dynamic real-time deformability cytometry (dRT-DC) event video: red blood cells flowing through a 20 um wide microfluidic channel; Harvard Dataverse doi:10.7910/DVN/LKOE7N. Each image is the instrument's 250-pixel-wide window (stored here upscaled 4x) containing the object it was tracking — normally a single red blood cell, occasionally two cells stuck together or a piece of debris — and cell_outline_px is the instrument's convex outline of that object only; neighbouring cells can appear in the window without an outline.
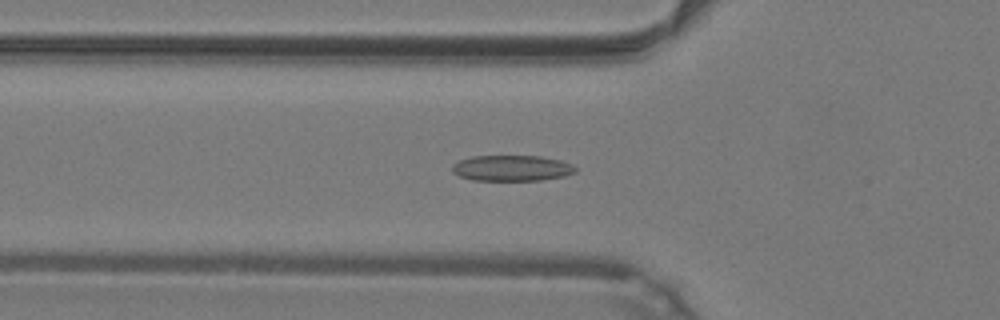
{"species": "common noctule bat (a hibernating species)", "species_latin": "Nyctalus noctula", "temperature_condition": "warm", "stored_images_in_passage": 42, "camera_frame_rate_fps": 3000, "um_per_image_px": 0.085, "animal": {"sex": "male", "body_mass_g": 19.2, "forearm_length_mm": 51.8}, "frame": {"image": 1, "passage_image": 16, "time_ms": 5.0, "image_size_px": [1000, 320], "cell_outline_px": [[576, 172], [564, 176], [540, 180], [472, 180], [460, 176], [452, 172], [452, 164], [460, 160], [472, 156], [540, 156], [560, 160], [572, 164], [576, 168]], "centroid_in_image_um": [43.5, 14.29], "position_along_channel_um": 82.3, "area_um2": 18.5}}
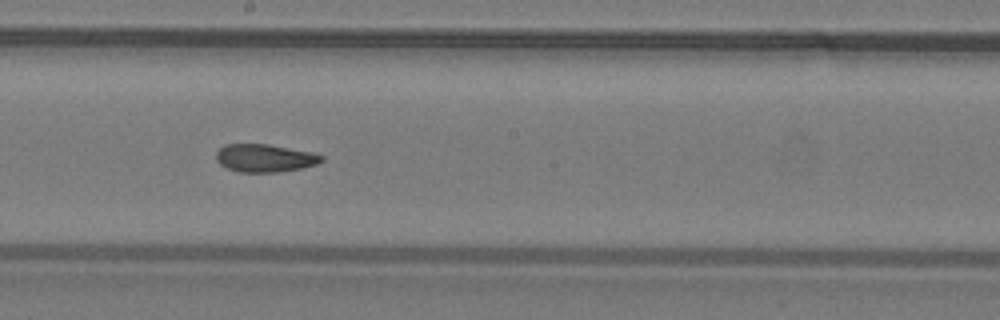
{"frame": {"image": 2, "passage_image": 26, "time_ms": 8.333, "image_size_px": [1000, 320], "cell_outline_px": [[324, 160], [316, 164], [300, 168], [276, 172], [240, 172], [228, 168], [220, 164], [216, 160], [216, 152], [224, 144], [268, 144], [312, 152], [324, 156]], "centroid_in_image_um": [22.5, 13.43], "position_along_channel_um": 225.7, "area_um2": 17.05}}
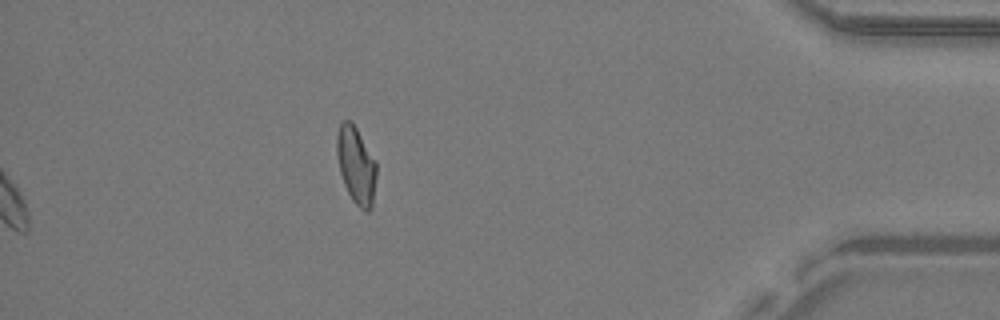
{"frame": {"image": 3, "passage_image": 42, "time_ms": 13.667, "image_size_px": [1000, 320], "cell_outline_px": [[376, 176], [372, 208], [368, 212], [364, 212], [352, 200], [344, 184], [340, 172], [336, 156], [336, 136], [340, 124], [344, 120], [348, 120], [356, 128], [376, 160]], "centroid_in_image_um": [30.27, 14.07], "position_along_channel_um": 404.9, "area_um2": 17.86}, "authors_computed_cell_mechanics": {"area_um2": 17.918, "velocity_mm_per_s": 4.2692, "shape_relaxation_time_tau1_ms": null, "shape_relaxation_time_tau2_ms": 2.0828, "deformation_change_tau1": null, "deformation_change_tau2": 0.0841}}